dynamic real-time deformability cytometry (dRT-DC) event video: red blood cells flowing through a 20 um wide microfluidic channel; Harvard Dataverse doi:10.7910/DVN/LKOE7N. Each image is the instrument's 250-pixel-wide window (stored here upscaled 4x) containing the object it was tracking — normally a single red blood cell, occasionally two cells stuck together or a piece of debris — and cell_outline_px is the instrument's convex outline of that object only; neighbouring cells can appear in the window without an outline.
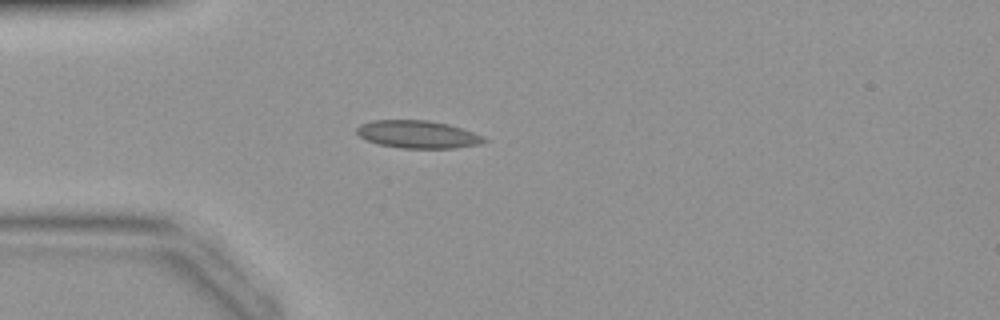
{"species": "common noctule bat (a hibernating species)", "species_latin": "Nyctalus noctula", "temperature_condition": "warm", "stored_images_in_passage": 32, "camera_frame_rate_fps": 3000, "um_per_image_px": 0.085, "animal": {"sex": "female", "body_mass_g": 19.9}, "frame": {"image": 1, "passage_image": 7, "time_ms": 2.0, "image_size_px": [1000, 320], "cell_outline_px": [[488, 140], [480, 144], [456, 148], [400, 148], [376, 144], [360, 136], [356, 132], [356, 128], [360, 124], [372, 120], [428, 120], [448, 124], [484, 136]], "centroid_in_image_um": [35.5, 11.42], "position_along_channel_um": 49.5, "area_um2": 20.58}}
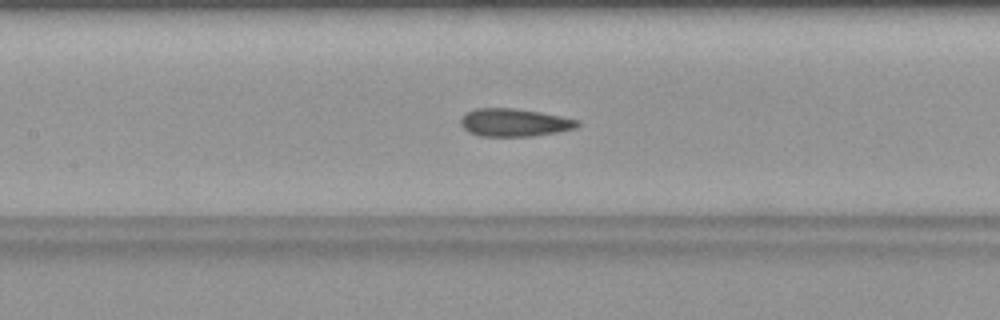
{"frame": {"image": 2, "passage_image": 15, "time_ms": 4.667, "image_size_px": [1000, 320], "cell_outline_px": [[580, 124], [576, 128], [560, 132], [532, 136], [480, 136], [468, 132], [460, 124], [460, 116], [476, 108], [516, 108], [540, 112], [580, 120]], "centroid_in_image_um": [43.72, 10.41], "position_along_channel_um": 163.7, "area_um2": 19.13}}
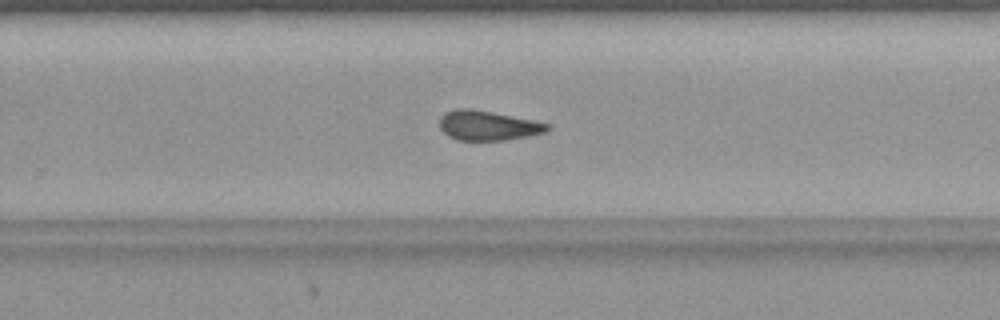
{"frame": {"image": 3, "passage_image": 23, "time_ms": 7.333, "image_size_px": [1000, 320], "cell_outline_px": [[552, 128], [544, 132], [528, 136], [504, 140], [456, 140], [448, 136], [440, 128], [440, 116], [444, 112], [456, 108], [472, 108], [532, 120], [548, 124]], "centroid_in_image_um": [41.42, 10.66], "position_along_channel_um": 288.4, "area_um2": 18.61}}